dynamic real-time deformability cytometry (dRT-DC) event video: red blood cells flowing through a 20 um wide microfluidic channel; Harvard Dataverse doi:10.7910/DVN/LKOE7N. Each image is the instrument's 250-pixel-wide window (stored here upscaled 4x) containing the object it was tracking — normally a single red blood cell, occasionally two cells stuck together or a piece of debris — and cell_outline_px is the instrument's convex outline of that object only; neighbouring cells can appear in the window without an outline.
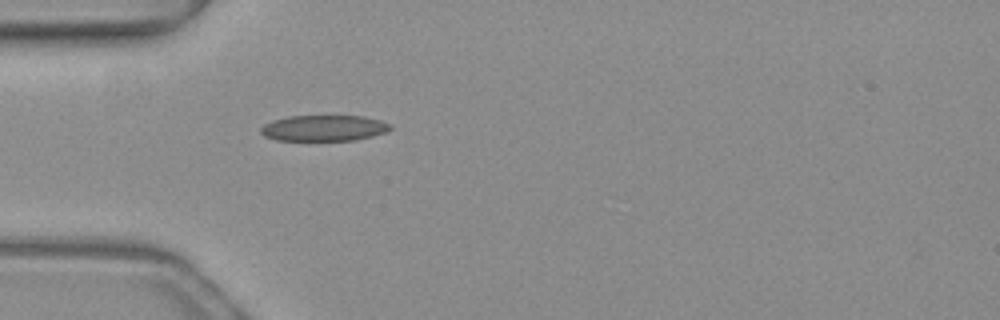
{"species": "common noctule bat (a hibernating species)", "species_latin": "Nyctalus noctula", "temperature_condition": "warm", "stored_images_in_passage": 37, "camera_frame_rate_fps": 3000, "um_per_image_px": 0.085, "animal": {"sex": "female", "body_mass_g": 19.3, "forearm_length_mm": 54.1}, "frame": {"image": 1, "passage_image": 1, "time_ms": 0.0, "image_size_px": [1000, 320], "cell_outline_px": [[392, 128], [384, 132], [372, 136], [356, 140], [276, 140], [264, 136], [260, 132], [260, 128], [264, 124], [272, 120], [288, 116], [364, 116], [380, 120], [388, 124]], "centroid_in_image_um": [27.48, 10.88], "position_along_channel_um": 57.5, "area_um2": 19.48}}
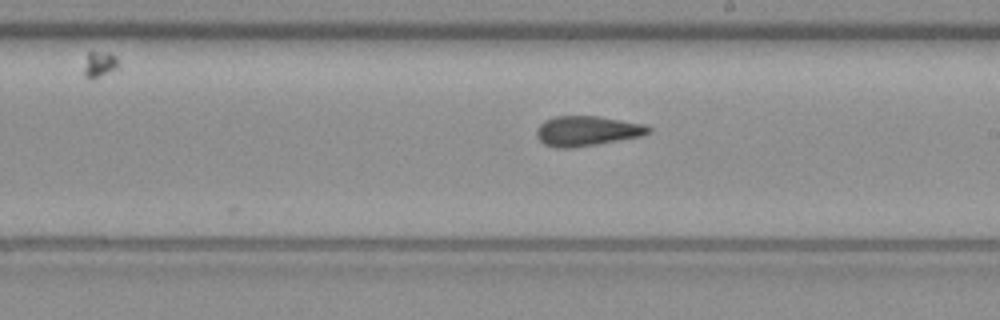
{"frame": {"image": 2, "passage_image": 15, "time_ms": 4.667, "image_size_px": [1000, 320], "cell_outline_px": [[652, 132], [644, 136], [572, 148], [556, 148], [544, 144], [536, 136], [536, 128], [544, 120], [556, 116], [596, 116], [648, 124], [652, 128]], "centroid_in_image_um": [49.93, 11.13], "position_along_channel_um": 239.1, "area_um2": 19.83}}
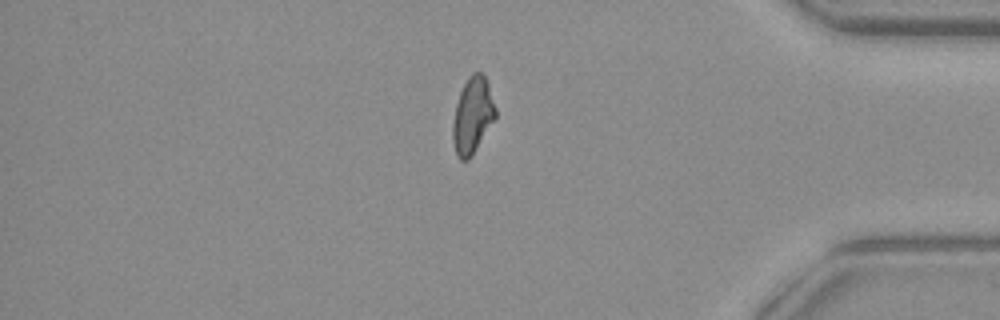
{"frame": {"image": 3, "passage_image": 29, "time_ms": 9.333, "image_size_px": [1000, 320], "cell_outline_px": [[496, 116], [472, 156], [468, 160], [460, 160], [456, 156], [452, 140], [452, 124], [456, 104], [460, 92], [468, 76], [472, 72], [480, 72], [484, 76], [488, 84], [496, 108]], "centroid_in_image_um": [40.15, 9.83], "position_along_channel_um": 395.1, "area_um2": 18.96}, "authors_computed_cell_mechanics": {"area_um2": 19.4208, "velocity_mm_per_s": 3.9899, "shape_relaxation_time_tau1_ms": 5.7614, "shape_relaxation_time_tau2_ms": 2.0143, "deformation_change_tau1": 0.183, "deformation_change_tau2": 0.1121}}